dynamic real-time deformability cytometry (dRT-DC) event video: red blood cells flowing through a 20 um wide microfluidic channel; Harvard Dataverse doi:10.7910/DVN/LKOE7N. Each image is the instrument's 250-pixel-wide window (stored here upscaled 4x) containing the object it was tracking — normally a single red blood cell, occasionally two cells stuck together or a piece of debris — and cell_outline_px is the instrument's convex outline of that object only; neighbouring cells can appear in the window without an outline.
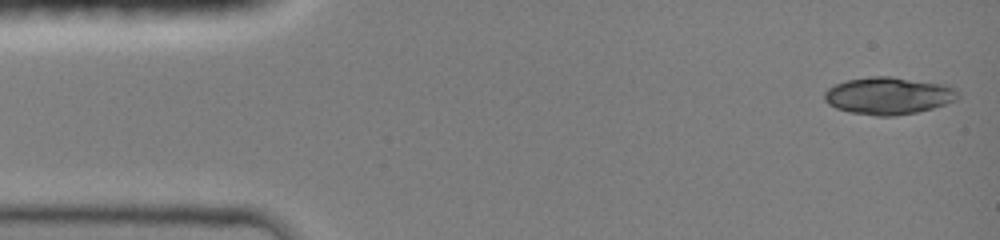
{"species": "common noctule bat (a hibernating species)", "species_latin": "Nyctalus noctula", "temperature_condition": "room temperature", "stored_images_in_passage": 5, "camera_frame_rate_fps": 3000, "um_per_image_px": 0.085, "animal": {"sex": "female", "body_mass_g": 19.0, "forearm_length_mm": 51.5}, "frame": {"image": 1, "passage_image": 1, "time_ms": 0.0, "image_size_px": [1000, 240], "cell_outline_px": [[960, 96], [956, 100], [932, 108], [916, 112], [896, 116], [876, 116], [848, 112], [836, 108], [828, 104], [824, 100], [824, 92], [828, 88], [836, 84], [848, 80], [868, 76], [892, 76], [940, 84], [956, 88], [960, 92]], "centroid_in_image_um": [75.5, 8.14], "position_along_channel_um": 9.5, "area_um2": 29.07}}
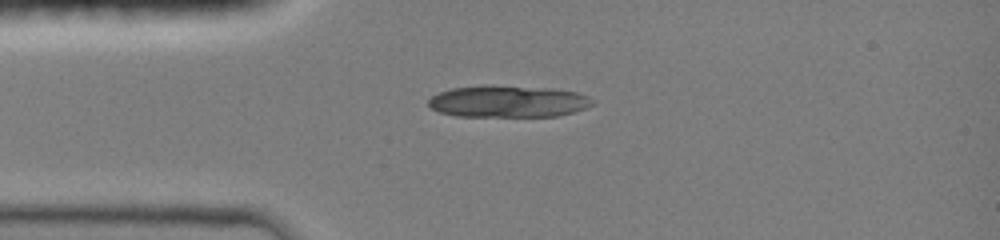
{"frame": {"image": 2, "passage_image": 4, "time_ms": 3.0, "image_size_px": [1000, 240], "cell_outline_px": [[596, 104], [572, 112], [556, 116], [456, 116], [440, 112], [432, 108], [428, 104], [428, 100], [432, 96], [440, 92], [452, 88], [552, 88], [576, 92], [588, 96], [596, 100]], "centroid_in_image_um": [43.26, 8.66], "position_along_channel_um": 41.7, "area_um2": 29.25}}